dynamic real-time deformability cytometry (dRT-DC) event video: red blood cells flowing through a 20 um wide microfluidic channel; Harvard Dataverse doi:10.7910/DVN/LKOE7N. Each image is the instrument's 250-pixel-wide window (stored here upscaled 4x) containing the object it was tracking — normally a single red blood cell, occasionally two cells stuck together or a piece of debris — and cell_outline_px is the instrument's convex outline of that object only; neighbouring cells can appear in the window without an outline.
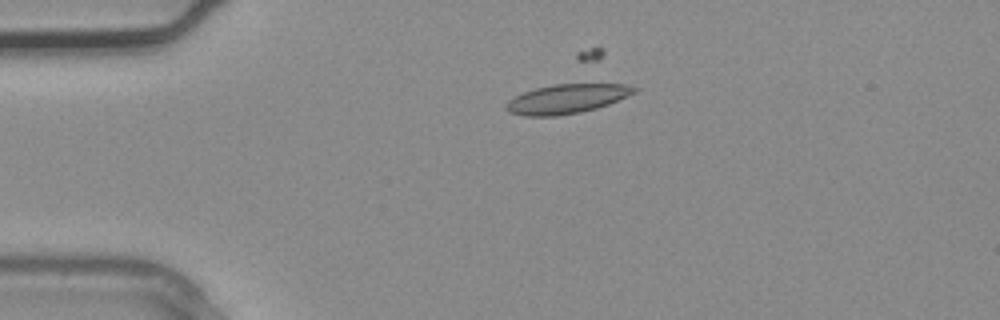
{"species": "common noctule bat (a hibernating species)", "species_latin": "Nyctalus noctula", "temperature_condition": "warm", "stored_images_in_passage": 2, "camera_frame_rate_fps": 3000, "um_per_image_px": 0.085, "animal": {"sex": "male", "body_mass_g": 20.4}, "frame": {"image": 1, "passage_image": 1, "time_ms": 0.0, "image_size_px": [1000, 320], "cell_outline_px": [[640, 88], [636, 92], [608, 104], [596, 108], [580, 112], [556, 116], [524, 116], [508, 112], [504, 108], [508, 100], [524, 92], [536, 88], [552, 84], [624, 84]], "centroid_in_image_um": [48.16, 8.4], "position_along_channel_um": 36.8, "area_um2": 21.79}}